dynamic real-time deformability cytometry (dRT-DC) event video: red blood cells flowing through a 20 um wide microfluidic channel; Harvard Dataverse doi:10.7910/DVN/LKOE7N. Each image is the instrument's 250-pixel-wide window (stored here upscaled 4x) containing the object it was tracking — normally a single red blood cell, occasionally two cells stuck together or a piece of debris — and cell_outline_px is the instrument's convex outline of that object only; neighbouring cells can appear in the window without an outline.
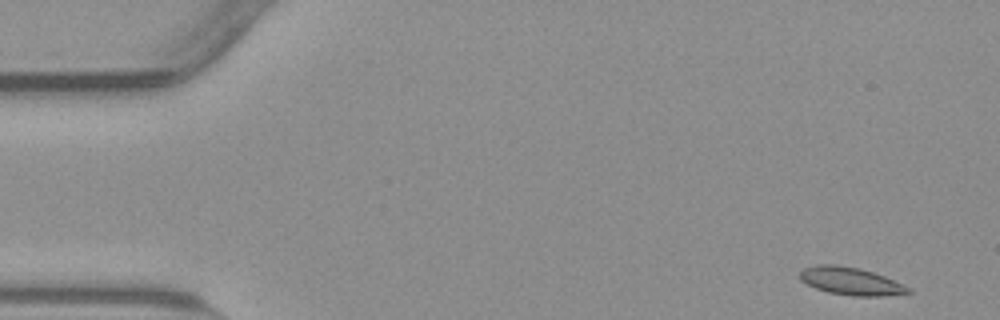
{"species": "common noctule bat (a hibernating species)", "species_latin": "Nyctalus noctula", "temperature_condition": "warm", "stored_images_in_passage": 52, "camera_frame_rate_fps": 3000, "um_per_image_px": 0.085, "animal": {"sex": "male", "body_mass_g": 23.1, "forearm_length_mm": 52.7}, "frame": {"image": 1, "passage_image": 1, "time_ms": 0.0, "image_size_px": [1000, 320], "cell_outline_px": [[912, 292], [884, 296], [852, 296], [828, 292], [816, 288], [800, 280], [800, 272], [804, 268], [816, 264], [836, 264], [860, 268], [884, 276], [912, 288]], "centroid_in_image_um": [72.32, 23.89], "position_along_channel_um": 12.7, "area_um2": 17.51}}
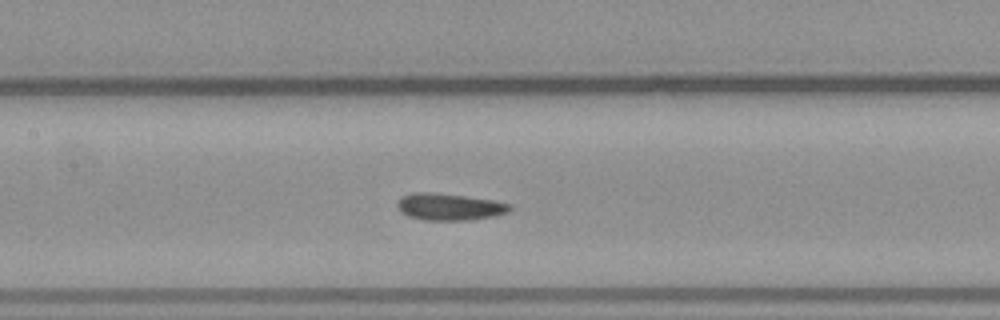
{"frame": {"image": 2, "passage_image": 23, "time_ms": 7.333, "image_size_px": [1000, 320], "cell_outline_px": [[512, 208], [508, 212], [492, 216], [468, 220], [424, 220], [408, 216], [400, 212], [396, 204], [400, 196], [412, 192], [436, 192], [492, 200], [512, 204]], "centroid_in_image_um": [38.15, 17.57], "position_along_channel_um": 169.3, "area_um2": 17.74}}
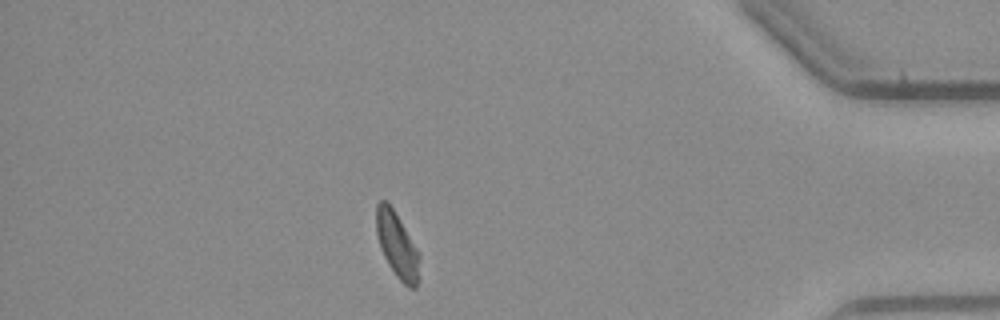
{"frame": {"image": 3, "passage_image": 45, "time_ms": 14.667, "image_size_px": [1000, 320], "cell_outline_px": [[420, 256], [416, 288], [408, 288], [396, 276], [388, 264], [380, 248], [376, 232], [376, 204], [380, 200], [388, 200], [420, 252]], "centroid_in_image_um": [33.75, 20.8], "position_along_channel_um": 401.5, "area_um2": 16.65}, "authors_computed_cell_mechanics": {"area_um2": 17.1088, "velocity_mm_per_s": 3.7927, "shape_relaxation_time_tau1_ms": 6.9876, "shape_relaxation_time_tau2_ms": 2.3708, "deformation_change_tau1": 0.1293, "deformation_change_tau2": 0.0574}}